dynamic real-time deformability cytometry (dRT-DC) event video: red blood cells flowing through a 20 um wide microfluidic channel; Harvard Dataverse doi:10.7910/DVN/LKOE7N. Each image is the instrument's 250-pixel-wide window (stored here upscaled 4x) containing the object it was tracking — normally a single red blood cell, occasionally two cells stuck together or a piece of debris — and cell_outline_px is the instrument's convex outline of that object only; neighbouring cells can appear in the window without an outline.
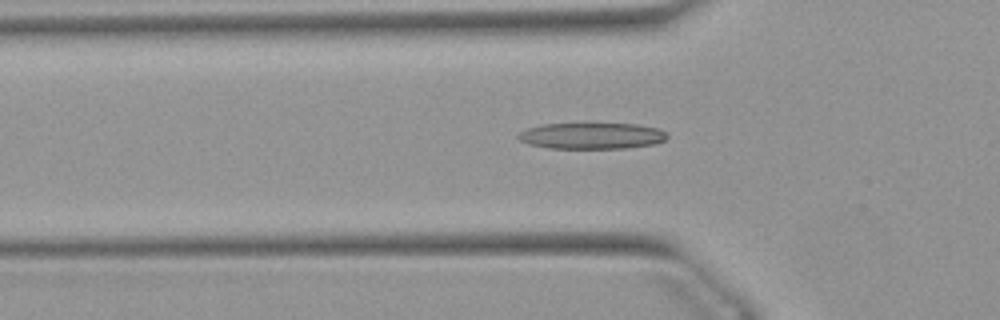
{"species": "Egyptian fruit bat (a non-hibernating species)", "species_latin": "Rousettus aegyptiacus", "temperature_condition": "warm", "stored_images_in_passage": 52, "camera_frame_rate_fps": 3000, "um_per_image_px": 0.085, "animal": {"sex": "female"}, "frame": {"image": 1, "passage_image": 17, "time_ms": 5.333, "image_size_px": [1000, 320], "cell_outline_px": [[668, 136], [664, 140], [656, 144], [624, 148], [548, 148], [528, 144], [520, 140], [516, 136], [520, 132], [528, 128], [544, 124], [636, 124], [660, 128]], "centroid_in_image_um": [50.31, 11.55], "position_along_channel_um": 75.5, "area_um2": 22.66}}
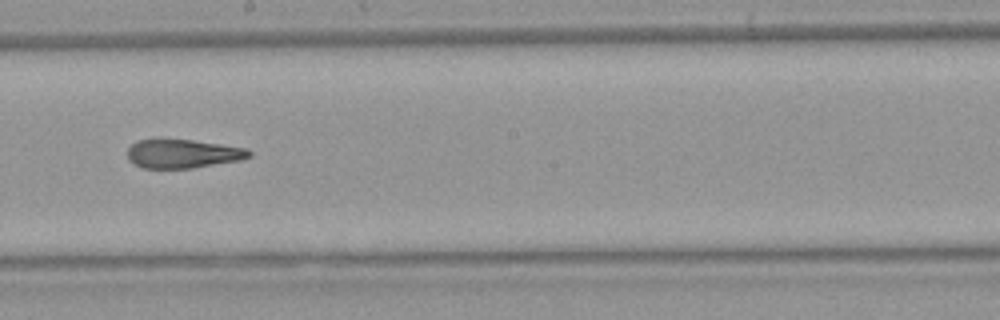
{"frame": {"image": 2, "passage_image": 29, "time_ms": 9.333, "image_size_px": [1000, 320], "cell_outline_px": [[252, 156], [240, 160], [192, 168], [140, 168], [128, 160], [128, 148], [136, 140], [156, 136], [160, 136], [192, 140], [248, 148], [252, 152]], "centroid_in_image_um": [15.48, 13.02], "position_along_channel_um": 232.7, "area_um2": 21.21}}
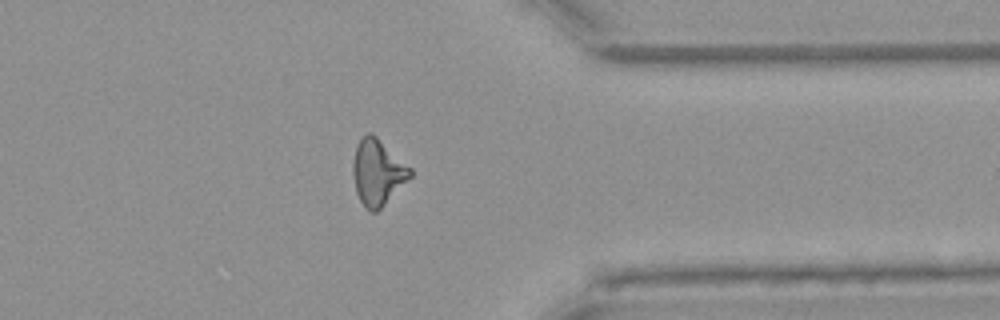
{"frame": {"image": 3, "passage_image": 41, "time_ms": 13.333, "image_size_px": [1000, 320], "cell_outline_px": [[412, 176], [376, 212], [368, 212], [364, 208], [356, 192], [352, 176], [352, 164], [356, 148], [360, 140], [368, 132], [372, 132], [412, 168]], "centroid_in_image_um": [32.09, 14.65], "position_along_channel_um": 379.3, "area_um2": 21.96}, "authors_computed_cell_mechanics": {"area_um2": 21.5305, "velocity_mm_per_s": 3.9201, "shape_relaxation_time_tau1_ms": 10.4413, "shape_relaxation_time_tau2_ms": 3.2806, "deformation_change_tau1": 0.2968, "deformation_change_tau2": 0.1545}}